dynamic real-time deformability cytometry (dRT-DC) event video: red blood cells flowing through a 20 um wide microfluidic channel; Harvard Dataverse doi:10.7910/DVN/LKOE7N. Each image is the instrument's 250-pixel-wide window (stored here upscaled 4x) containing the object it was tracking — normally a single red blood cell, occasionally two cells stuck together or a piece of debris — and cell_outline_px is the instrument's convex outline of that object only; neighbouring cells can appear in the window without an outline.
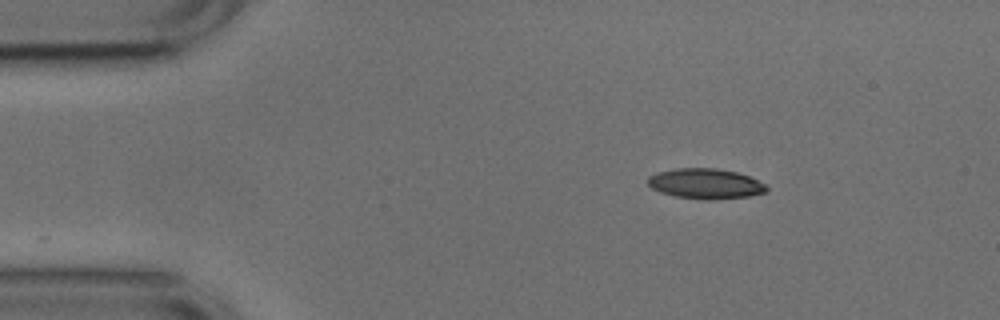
{"species": "common noctule bat (a hibernating species)", "species_latin": "Nyctalus noctula", "temperature_condition": "cold", "stored_images_in_passage": 41, "camera_frame_rate_fps": 3000, "um_per_image_px": 0.085, "animal": {"sex": "male", "body_mass_g": 17.9, "forearm_length_mm": 54.2}, "frame": {"image": 1, "passage_image": 1, "time_ms": 0.0, "image_size_px": [1000, 320], "cell_outline_px": [[768, 188], [764, 192], [748, 196], [712, 200], [676, 196], [660, 192], [652, 188], [648, 184], [648, 176], [656, 172], [676, 168], [716, 168], [736, 172], [748, 176], [764, 184]], "centroid_in_image_um": [59.92, 15.6], "position_along_channel_um": 25.1, "area_um2": 20.69}}
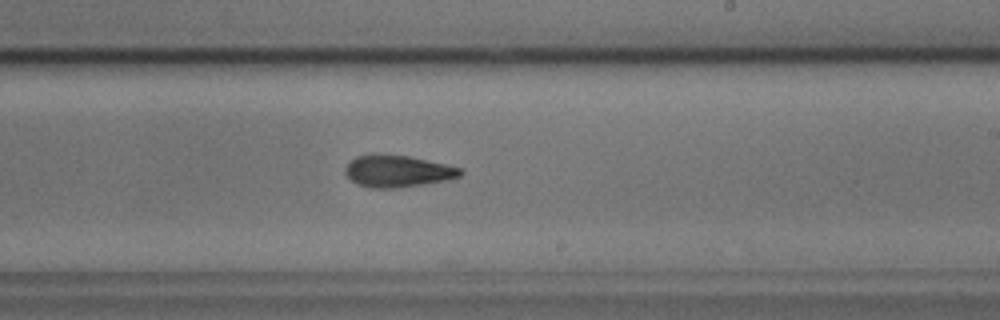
{"frame": {"image": 2, "passage_image": 24, "time_ms": 7.667, "image_size_px": [1000, 320], "cell_outline_px": [[464, 172], [460, 176], [444, 180], [424, 184], [396, 188], [368, 188], [356, 184], [344, 172], [344, 168], [356, 156], [372, 152], [408, 156], [444, 164], [460, 168]], "centroid_in_image_um": [33.73, 14.53], "position_along_channel_um": 255.3, "area_um2": 21.5}}
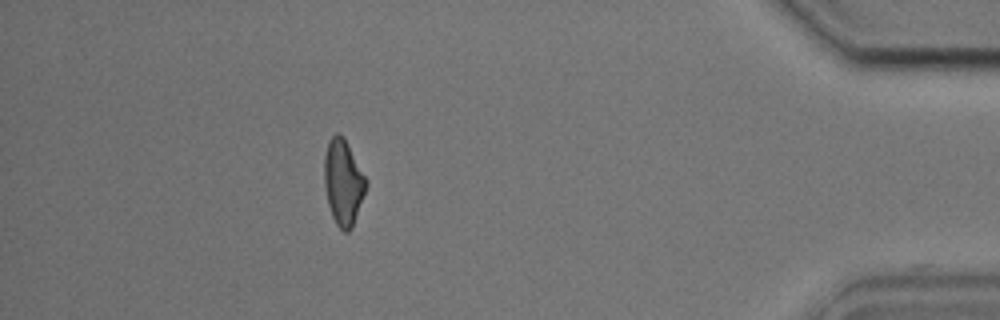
{"frame": {"image": 3, "passage_image": 40, "time_ms": 13.0, "image_size_px": [1000, 320], "cell_outline_px": [[368, 184], [352, 228], [348, 232], [344, 232], [336, 224], [332, 216], [328, 204], [324, 184], [324, 156], [328, 140], [336, 132], [340, 132], [344, 136], [368, 180]], "centroid_in_image_um": [29.18, 15.46], "position_along_channel_um": 406.0, "area_um2": 21.15}, "authors_computed_cell_mechanics": {"area_um2": 21.4438, "velocity_mm_per_s": 3.7807, "shape_relaxation_time_tau1_ms": 4.8732, "shape_relaxation_time_tau2_ms": 4.3321, "deformation_change_tau1": 0.1481, "deformation_change_tau2": 0.1312}}